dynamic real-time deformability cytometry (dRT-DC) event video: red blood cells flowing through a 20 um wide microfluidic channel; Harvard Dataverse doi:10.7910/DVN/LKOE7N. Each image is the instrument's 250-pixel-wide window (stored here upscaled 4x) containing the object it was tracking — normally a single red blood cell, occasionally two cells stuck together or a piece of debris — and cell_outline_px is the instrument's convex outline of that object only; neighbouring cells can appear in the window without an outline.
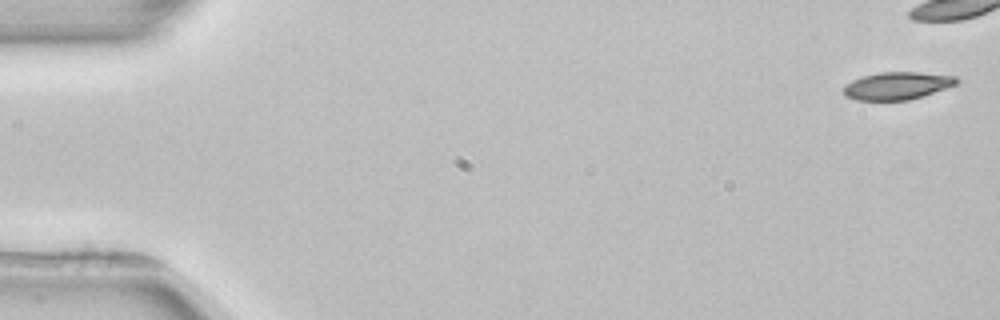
{"species": "common noctule bat (a hibernating species)", "species_latin": "Nyctalus noctula", "temperature_condition": "room temperature", "stored_images_in_passage": 5, "camera_frame_rate_fps": 3000, "um_per_image_px": 0.085, "animal": {"sex": "female", "body_mass_g": 22.7, "forearm_length_mm": 54.2}, "frame": {"image": 1, "passage_image": 1, "time_ms": 0.0, "image_size_px": [1000, 320], "cell_outline_px": [[960, 80], [956, 84], [908, 100], [856, 100], [844, 96], [844, 84], [852, 80], [864, 76], [880, 72], [920, 72], [956, 76]], "centroid_in_image_um": [76.22, 7.28], "position_along_channel_um": 8.8, "area_um2": 17.98}}